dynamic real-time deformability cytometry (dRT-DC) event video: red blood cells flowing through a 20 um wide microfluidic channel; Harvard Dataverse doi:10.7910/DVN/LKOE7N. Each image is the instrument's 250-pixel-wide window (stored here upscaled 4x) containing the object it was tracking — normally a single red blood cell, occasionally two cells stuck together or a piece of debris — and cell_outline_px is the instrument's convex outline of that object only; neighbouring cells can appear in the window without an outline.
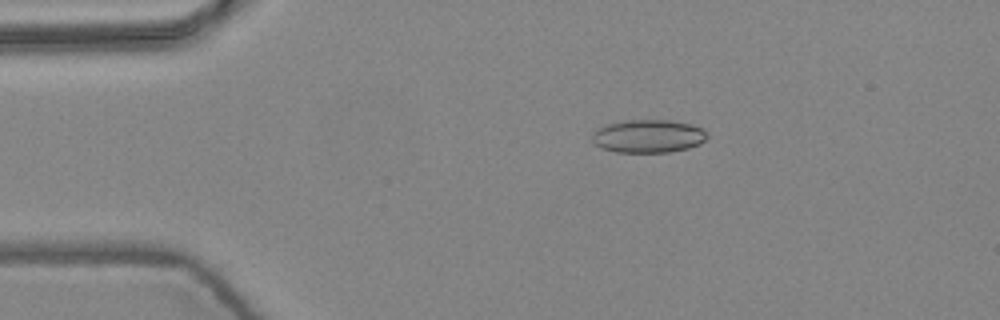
{"species": "common noctule bat (a hibernating species)", "species_latin": "Nyctalus noctula", "temperature_condition": "warm", "stored_images_in_passage": 4, "camera_frame_rate_fps": 3000, "um_per_image_px": 0.085, "animal": {"sex": "female", "body_mass_g": 24.6, "forearm_length_mm": 56.2}, "frame": {"image": 1, "passage_image": 3, "time_ms": 0.667, "image_size_px": [1000, 320], "cell_outline_px": [[708, 136], [700, 144], [688, 148], [668, 152], [616, 152], [600, 148], [592, 140], [592, 136], [596, 128], [604, 124], [628, 120], [668, 120], [692, 124], [704, 128]], "centroid_in_image_um": [55.09, 11.57], "position_along_channel_um": 29.9, "area_um2": 22.37}}